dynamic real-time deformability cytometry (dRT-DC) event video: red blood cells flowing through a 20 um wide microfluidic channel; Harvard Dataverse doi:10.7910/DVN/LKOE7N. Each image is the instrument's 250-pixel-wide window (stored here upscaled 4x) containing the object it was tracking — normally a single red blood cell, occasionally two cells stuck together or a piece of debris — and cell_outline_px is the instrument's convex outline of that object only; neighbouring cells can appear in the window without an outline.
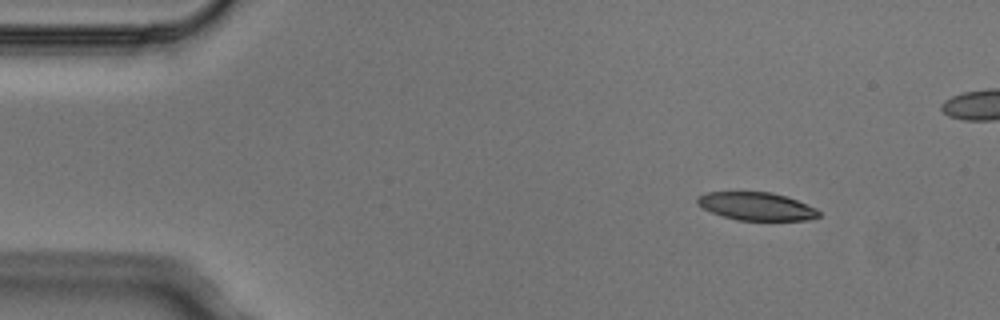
{"species": "Egyptian fruit bat (a non-hibernating species)", "species_latin": "Rousettus aegyptiacus", "temperature_condition": "cold", "stored_images_in_passage": 4, "camera_frame_rate_fps": 3000, "um_per_image_px": 0.085, "animal": {"sex": "male"}, "frame": {"image": 1, "passage_image": 1, "time_ms": 0.0, "image_size_px": [1000, 320], "cell_outline_px": [[820, 216], [808, 220], [736, 220], [712, 212], [696, 204], [696, 196], [708, 192], [772, 192], [788, 196], [816, 208], [820, 212]], "centroid_in_image_um": [64.31, 17.53], "position_along_channel_um": 20.7, "area_um2": 19.88}}